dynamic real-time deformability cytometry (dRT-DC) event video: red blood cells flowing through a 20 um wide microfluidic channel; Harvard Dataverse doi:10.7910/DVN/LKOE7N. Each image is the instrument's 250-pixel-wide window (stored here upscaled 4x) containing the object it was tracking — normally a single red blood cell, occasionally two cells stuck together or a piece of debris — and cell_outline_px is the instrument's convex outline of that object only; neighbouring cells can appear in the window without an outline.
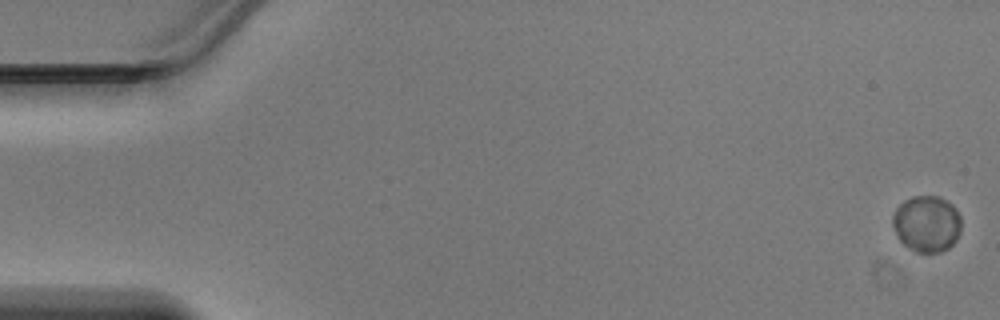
{"species": "Egyptian fruit bat (a non-hibernating species)", "species_latin": "Rousettus aegyptiacus", "temperature_condition": "warm", "stored_images_in_passage": 13, "camera_frame_rate_fps": 3000, "um_per_image_px": 0.085, "animal": {"sex": "male"}, "frame": {"image": 1, "passage_image": 1, "time_ms": 0.0, "image_size_px": [1000, 320], "cell_outline_px": [[960, 232], [956, 240], [948, 248], [940, 252], [916, 252], [908, 248], [896, 236], [892, 224], [892, 216], [896, 208], [904, 200], [912, 196], [940, 196], [952, 204], [960, 216]], "centroid_in_image_um": [78.75, 19.01], "position_along_channel_um": 6.2, "area_um2": 22.66}}